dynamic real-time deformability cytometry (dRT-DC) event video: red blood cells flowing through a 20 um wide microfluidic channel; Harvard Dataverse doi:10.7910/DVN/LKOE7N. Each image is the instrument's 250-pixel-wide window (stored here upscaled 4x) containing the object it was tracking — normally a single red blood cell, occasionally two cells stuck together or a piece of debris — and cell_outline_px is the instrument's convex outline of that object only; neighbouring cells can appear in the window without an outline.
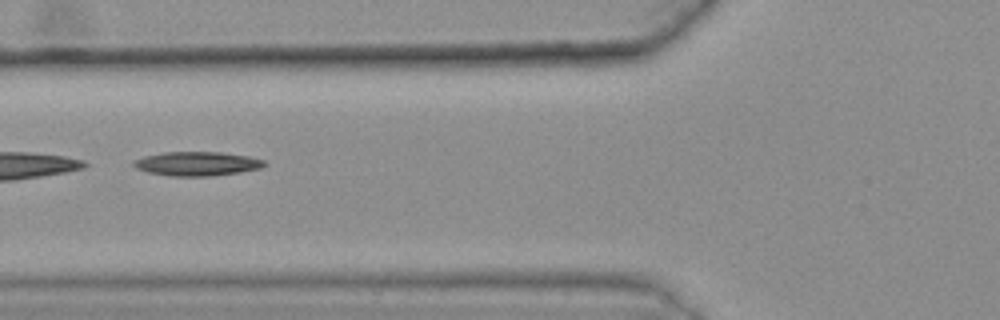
{"species": "common noctule bat (a hibernating species)", "species_latin": "Nyctalus noctula", "temperature_condition": "warm", "stored_images_in_passage": 24, "camera_frame_rate_fps": 3000, "um_per_image_px": 0.085, "animal": {"sex": "female", "body_mass_g": 25.1}, "frame": {"image": 1, "passage_image": 4, "time_ms": 1.0, "image_size_px": [1000, 320], "cell_outline_px": [[268, 164], [260, 168], [240, 172], [212, 176], [172, 176], [148, 172], [136, 168], [132, 164], [132, 160], [144, 156], [164, 152], [220, 152], [248, 156], [264, 160]], "centroid_in_image_um": [16.74, 13.91], "position_along_channel_um": 109.1, "area_um2": 18.38}}
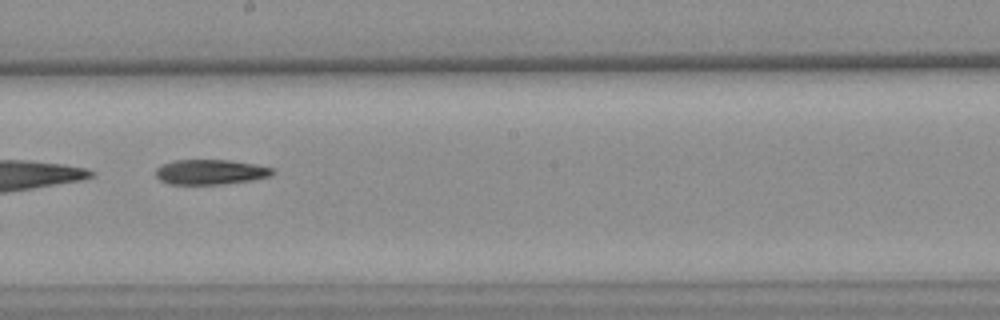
{"frame": {"image": 2, "passage_image": 14, "time_ms": 4.333, "image_size_px": [1000, 320], "cell_outline_px": [[276, 172], [272, 176], [252, 180], [220, 184], [168, 184], [160, 180], [156, 176], [156, 168], [172, 160], [228, 160], [256, 164], [272, 168]], "centroid_in_image_um": [17.91, 14.62], "position_along_channel_um": 230.3, "area_um2": 17.05}}
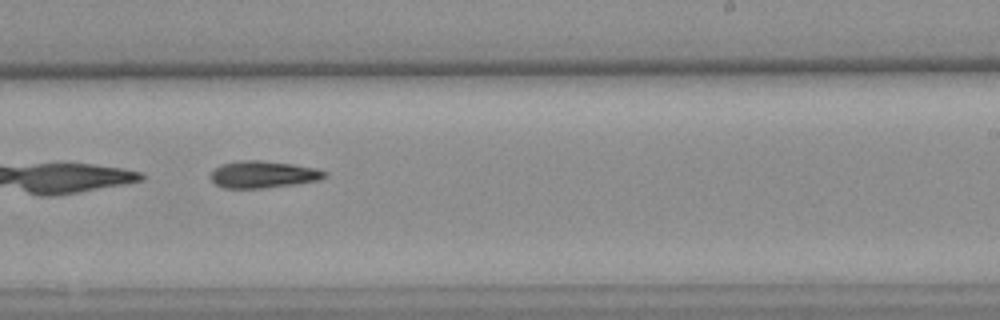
{"frame": {"image": 3, "passage_image": 17, "time_ms": 5.333, "image_size_px": [1000, 320], "cell_outline_px": [[328, 176], [320, 180], [296, 184], [260, 188], [224, 188], [216, 184], [208, 176], [220, 164], [240, 160], [260, 160], [292, 164], [316, 168], [328, 172]], "centroid_in_image_um": [22.38, 14.82], "position_along_channel_um": 266.6, "area_um2": 18.03}}